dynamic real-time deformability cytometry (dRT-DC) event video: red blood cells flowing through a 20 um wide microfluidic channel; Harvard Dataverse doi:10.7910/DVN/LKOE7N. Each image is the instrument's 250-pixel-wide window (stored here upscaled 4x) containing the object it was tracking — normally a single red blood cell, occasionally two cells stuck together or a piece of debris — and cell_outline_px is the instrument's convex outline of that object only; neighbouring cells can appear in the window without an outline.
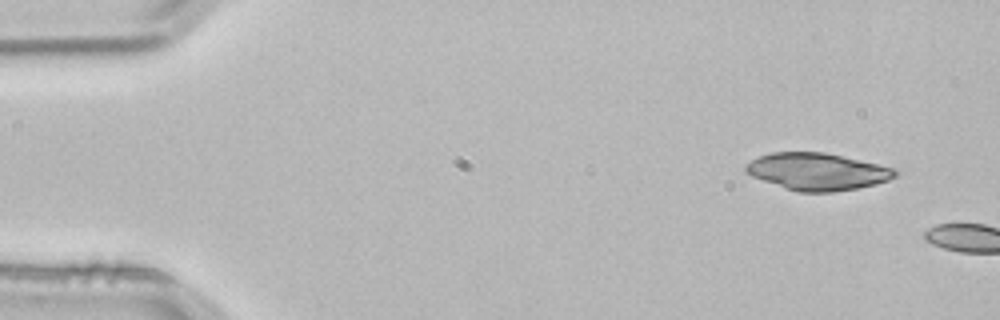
{"species": "common noctule bat (a hibernating species)", "species_latin": "Nyctalus noctula", "temperature_condition": "room temperature", "stored_images_in_passage": 4, "camera_frame_rate_fps": 3000, "um_per_image_px": 0.085, "animal": {"sex": "male", "body_mass_g": 21.5, "forearm_length_mm": 52.0}, "frame": {"image": 1, "passage_image": 1, "time_ms": 0.0, "image_size_px": [1000, 320], "cell_outline_px": [[900, 172], [896, 176], [888, 180], [876, 184], [856, 188], [832, 192], [796, 192], [784, 188], [752, 176], [744, 172], [744, 164], [760, 156], [772, 152], [824, 152], [896, 168]], "centroid_in_image_um": [69.47, 14.58], "position_along_channel_um": 15.5, "area_um2": 32.37}}
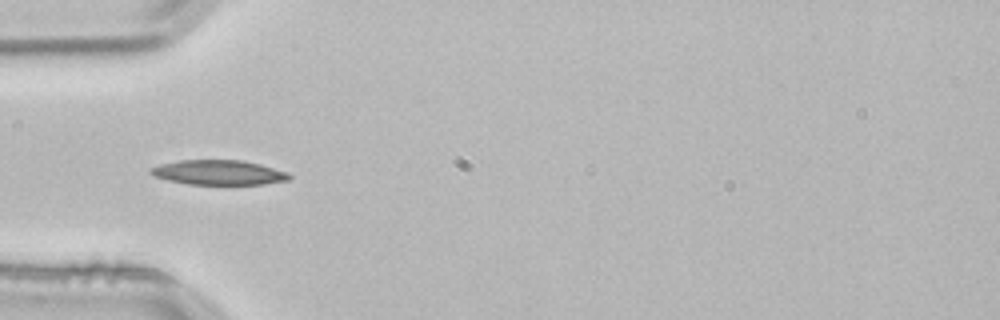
{"frame": {"image": 2, "passage_image": 4, "time_ms": 1.0, "image_size_px": [1000, 320], "cell_outline_px": [[292, 176], [288, 180], [264, 184], [188, 184], [168, 180], [152, 176], [148, 172], [148, 168], [160, 164], [180, 160], [240, 160], [260, 164], [288, 172]], "centroid_in_image_um": [18.55, 14.66], "position_along_channel_um": 66.5, "area_um2": 20.06}}